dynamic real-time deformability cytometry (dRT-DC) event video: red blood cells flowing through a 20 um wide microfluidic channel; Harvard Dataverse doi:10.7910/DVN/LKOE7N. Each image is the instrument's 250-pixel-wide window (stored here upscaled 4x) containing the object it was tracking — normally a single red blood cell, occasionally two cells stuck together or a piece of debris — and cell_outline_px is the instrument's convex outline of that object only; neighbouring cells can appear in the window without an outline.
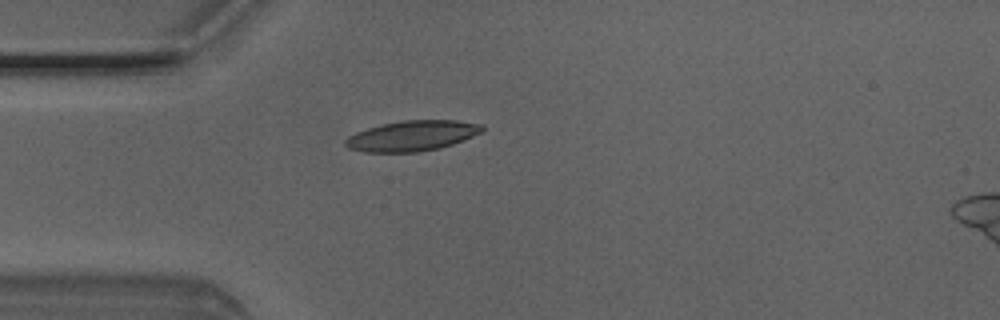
{"species": "Egyptian fruit bat (a non-hibernating species)", "species_latin": "Rousettus aegyptiacus", "temperature_condition": "room temperature", "stored_images_in_passage": 4, "camera_frame_rate_fps": 3000, "um_per_image_px": 0.085, "animal": {"sex": "male"}, "frame": {"image": 1, "passage_image": 4, "time_ms": 1.0, "image_size_px": [1000, 320], "cell_outline_px": [[484, 132], [464, 140], [440, 148], [420, 152], [364, 152], [348, 148], [344, 144], [344, 140], [348, 136], [356, 132], [380, 124], [404, 120], [456, 120], [480, 124], [484, 128]], "centroid_in_image_um": [35.03, 11.54], "position_along_channel_um": 50.0, "area_um2": 24.39}}